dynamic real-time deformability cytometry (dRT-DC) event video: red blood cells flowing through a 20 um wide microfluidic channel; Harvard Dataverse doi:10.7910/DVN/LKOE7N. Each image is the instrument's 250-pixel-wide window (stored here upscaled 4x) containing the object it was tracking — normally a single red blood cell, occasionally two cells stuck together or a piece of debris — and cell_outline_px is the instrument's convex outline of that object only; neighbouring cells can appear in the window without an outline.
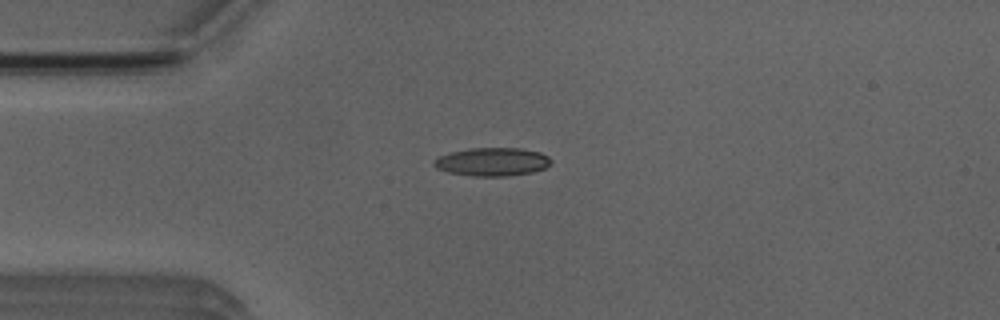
{"species": "Egyptian fruit bat (a non-hibernating species)", "species_latin": "Rousettus aegyptiacus", "temperature_condition": "room temperature", "stored_images_in_passage": 3, "camera_frame_rate_fps": 3000, "um_per_image_px": 0.085, "animal": {"sex": "male"}, "frame": {"image": 1, "passage_image": 1, "time_ms": 0.0, "image_size_px": [1000, 320], "cell_outline_px": [[552, 160], [544, 168], [532, 172], [508, 176], [472, 176], [448, 172], [436, 168], [432, 164], [440, 156], [452, 152], [472, 148], [520, 148], [540, 152], [548, 156]], "centroid_in_image_um": [41.85, 13.76], "position_along_channel_um": 43.1, "area_um2": 19.13}}